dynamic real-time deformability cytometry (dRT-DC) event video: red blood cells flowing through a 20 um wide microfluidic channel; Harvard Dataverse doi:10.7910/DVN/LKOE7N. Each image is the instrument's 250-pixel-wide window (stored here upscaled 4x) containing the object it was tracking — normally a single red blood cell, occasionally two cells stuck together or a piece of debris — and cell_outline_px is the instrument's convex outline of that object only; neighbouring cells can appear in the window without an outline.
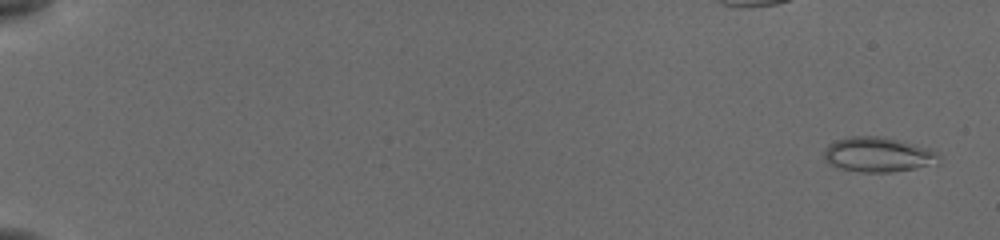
{"species": "common noctule bat (a hibernating species)", "species_latin": "Nyctalus noctula", "temperature_condition": "cold", "stored_images_in_passage": 56, "camera_frame_rate_fps": 3000, "um_per_image_px": 0.085, "animal": {"sex": "female", "body_mass_g": 19.5, "forearm_length_mm": 54.1}, "frame": {"image": 1, "passage_image": 3, "time_ms": 0.667, "image_size_px": [1000, 240], "cell_outline_px": [[940, 164], [892, 172], [860, 172], [840, 168], [828, 164], [824, 160], [824, 148], [828, 144], [836, 140], [852, 136], [880, 136], [932, 148], [936, 152]], "centroid_in_image_um": [74.63, 13.15], "position_along_channel_um": 10.4, "area_um2": 23.52}}
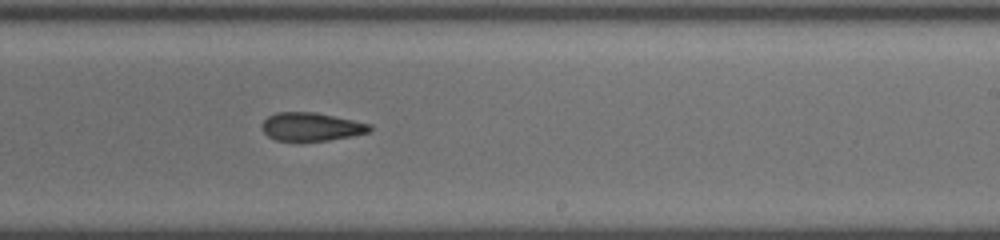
{"frame": {"image": 2, "passage_image": 37, "time_ms": 12.0, "image_size_px": [1000, 240], "cell_outline_px": [[372, 128], [368, 132], [352, 136], [328, 140], [276, 140], [268, 136], [264, 132], [260, 124], [268, 116], [276, 112], [316, 112], [372, 124]], "centroid_in_image_um": [26.45, 10.76], "position_along_channel_um": 262.5, "area_um2": 17.69}}
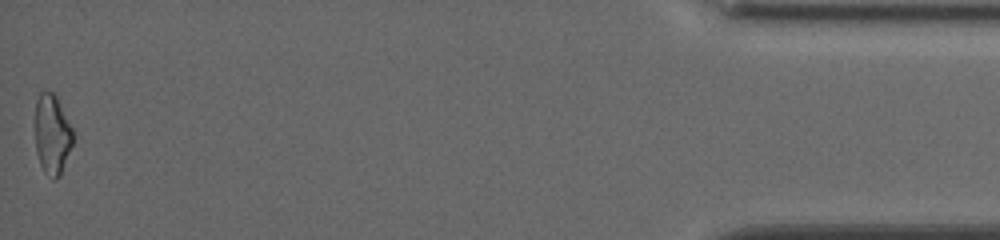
{"frame": {"image": 3, "passage_image": 56, "time_ms": 18.333, "image_size_px": [1000, 240], "cell_outline_px": [[72, 144], [60, 176], [56, 180], [52, 180], [44, 172], [40, 164], [36, 152], [36, 100], [40, 92], [52, 92], [56, 96], [72, 128]], "centroid_in_image_um": [4.42, 11.46], "position_along_channel_um": 430.8, "area_um2": 17.4}, "authors_computed_cell_mechanics": {"area_um2": 18.6983, "velocity_mm_per_s": 3.8868, "shape_relaxation_time_tau1_ms": 5.9464, "shape_relaxation_time_tau2_ms": 1.6161, "deformation_change_tau1": 0.1664, "deformation_change_tau2": 0.0895}}